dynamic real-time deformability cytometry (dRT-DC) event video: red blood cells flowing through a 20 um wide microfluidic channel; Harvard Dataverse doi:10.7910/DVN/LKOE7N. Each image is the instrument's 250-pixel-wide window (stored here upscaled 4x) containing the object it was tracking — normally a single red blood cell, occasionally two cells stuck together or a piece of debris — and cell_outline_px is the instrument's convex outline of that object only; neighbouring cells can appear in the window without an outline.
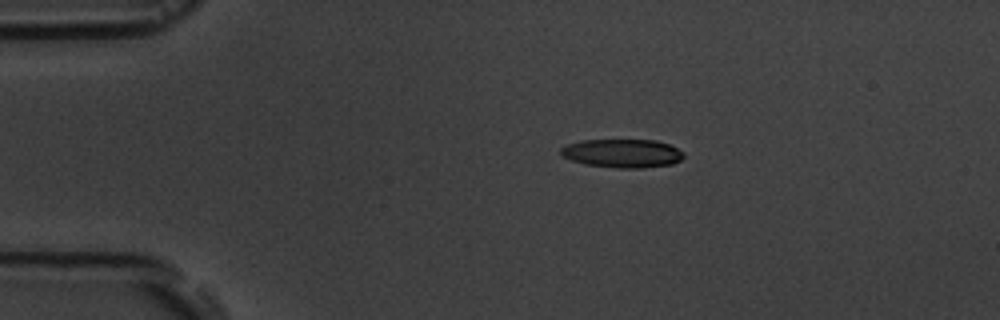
{"species": "common noctule bat (a hibernating species)", "species_latin": "Nyctalus noctula", "temperature_condition": "room temperature", "stored_images_in_passage": 5, "camera_frame_rate_fps": 3000, "um_per_image_px": 0.085, "animal": {"sex": "male", "body_mass_g": 19.5, "forearm_length_mm": 54.6}, "frame": {"image": 1, "passage_image": 1, "time_ms": 0.0, "image_size_px": [1000, 320], "cell_outline_px": [[684, 156], [680, 160], [672, 164], [640, 168], [620, 168], [584, 164], [560, 156], [560, 148], [568, 144], [580, 140], [656, 140], [668, 144], [684, 152]], "centroid_in_image_um": [52.88, 13.03], "position_along_channel_um": 32.1, "area_um2": 20.46}}
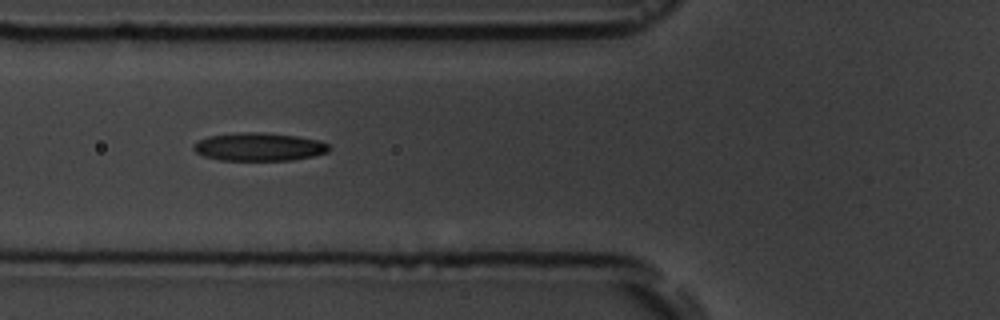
{"frame": {"image": 2, "passage_image": 4, "time_ms": 3.333, "image_size_px": [1000, 320], "cell_outline_px": [[328, 152], [312, 156], [292, 160], [220, 160], [204, 156], [196, 152], [192, 148], [192, 144], [208, 136], [240, 132], [264, 132], [296, 136], [320, 140], [328, 144]], "centroid_in_image_um": [21.99, 12.47], "position_along_channel_um": 103.8, "area_um2": 22.2}}
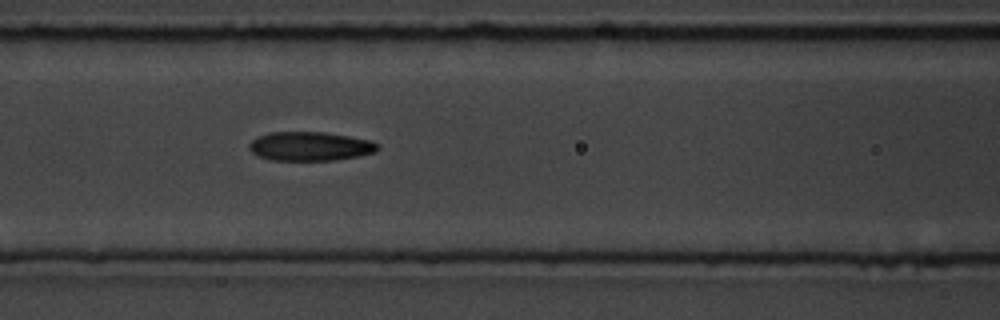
{"frame": {"image": 3, "passage_image": 5, "time_ms": 4.333, "image_size_px": [1000, 320], "cell_outline_px": [[380, 148], [376, 152], [360, 156], [336, 160], [272, 160], [256, 156], [248, 148], [248, 144], [256, 136], [268, 132], [324, 132], [348, 136], [368, 140], [380, 144]], "centroid_in_image_um": [26.34, 12.43], "position_along_channel_um": 140.3, "area_um2": 21.96}}